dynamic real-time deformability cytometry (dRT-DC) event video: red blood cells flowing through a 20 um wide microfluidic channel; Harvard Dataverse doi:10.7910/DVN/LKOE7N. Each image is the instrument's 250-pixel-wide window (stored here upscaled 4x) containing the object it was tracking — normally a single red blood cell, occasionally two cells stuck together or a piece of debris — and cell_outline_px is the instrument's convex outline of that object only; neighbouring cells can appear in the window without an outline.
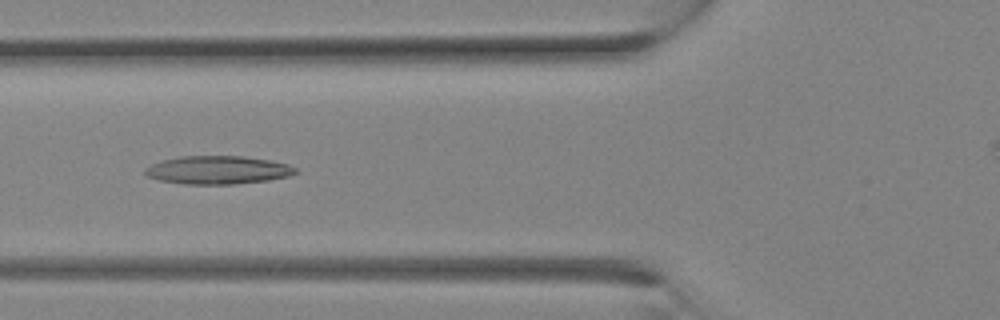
{"species": "Egyptian fruit bat (a non-hibernating species)", "species_latin": "Rousettus aegyptiacus", "temperature_condition": "room temperature", "stored_images_in_passage": 13, "camera_frame_rate_fps": 3000, "um_per_image_px": 0.085, "animal": {"sex": "female"}, "frame": {"image": 1, "passage_image": 8, "time_ms": 2.333, "image_size_px": [1000, 320], "cell_outline_px": [[300, 172], [288, 176], [268, 180], [232, 184], [184, 184], [160, 180], [148, 176], [144, 172], [144, 168], [160, 160], [180, 156], [244, 156], [272, 160], [288, 164], [296, 168]], "centroid_in_image_um": [18.53, 14.44], "position_along_channel_um": 107.3, "area_um2": 24.85}}
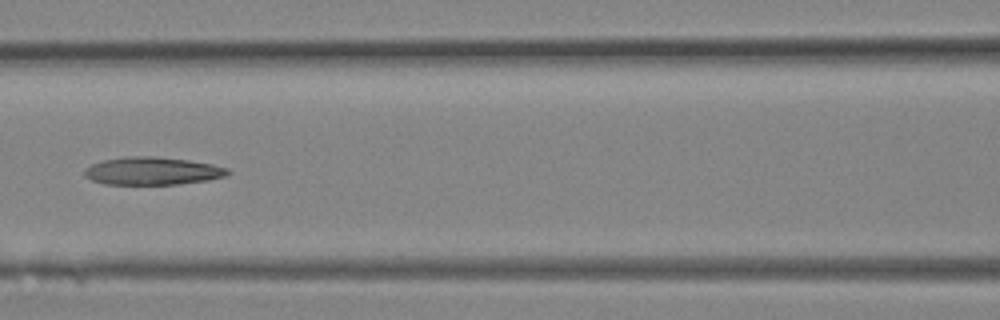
{"frame": {"image": 2, "passage_image": 10, "time_ms": 3.0, "image_size_px": [1000, 320], "cell_outline_px": [[232, 172], [224, 176], [208, 180], [176, 184], [104, 184], [92, 180], [84, 176], [84, 168], [92, 164], [104, 160], [124, 156], [152, 156], [188, 160], [212, 164], [228, 168]], "centroid_in_image_um": [12.94, 14.53], "position_along_channel_um": 153.7, "area_um2": 23.18}}
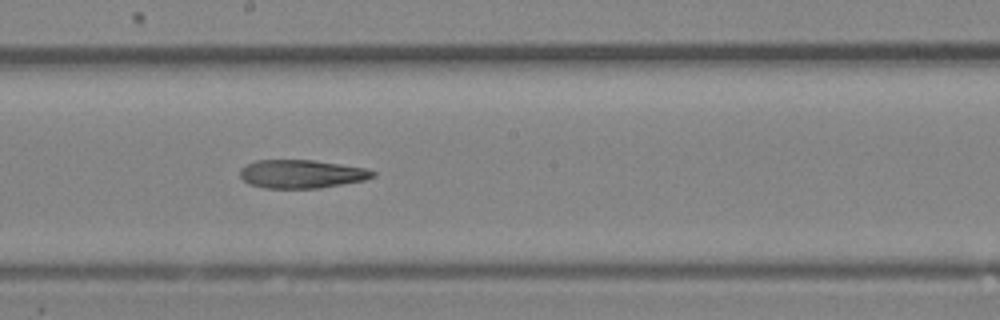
{"frame": {"image": 3, "passage_image": 13, "time_ms": 4.0, "image_size_px": [1000, 320], "cell_outline_px": [[376, 176], [364, 180], [320, 188], [264, 188], [248, 184], [240, 176], [240, 168], [244, 164], [256, 160], [312, 160], [340, 164], [364, 168], [376, 172]], "centroid_in_image_um": [25.59, 14.79], "position_along_channel_um": 222.6, "area_um2": 22.02}}